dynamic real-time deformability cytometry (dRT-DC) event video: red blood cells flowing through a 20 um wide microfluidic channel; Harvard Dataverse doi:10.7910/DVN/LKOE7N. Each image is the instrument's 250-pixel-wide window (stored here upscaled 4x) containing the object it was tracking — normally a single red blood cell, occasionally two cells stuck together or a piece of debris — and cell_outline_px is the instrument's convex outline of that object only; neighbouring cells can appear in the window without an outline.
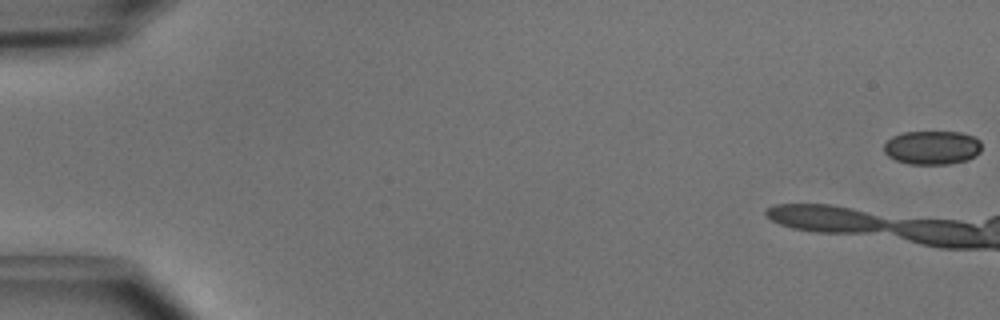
{"species": "common noctule bat (a hibernating species)", "species_latin": "Nyctalus noctula", "temperature_condition": "cold", "stored_images_in_passage": 4, "camera_frame_rate_fps": 3000, "um_per_image_px": 0.085, "animal": {"sex": "male", "body_mass_g": 15.6}, "frame": {"image": 1, "passage_image": 1, "time_ms": 0.0, "image_size_px": [1000, 320], "cell_outline_px": [[980, 152], [976, 156], [968, 160], [948, 164], [908, 164], [896, 160], [888, 156], [884, 152], [884, 144], [892, 136], [904, 132], [960, 132], [972, 136], [980, 140]], "centroid_in_image_um": [79.23, 12.55], "position_along_channel_um": 5.8, "area_um2": 19.31}}